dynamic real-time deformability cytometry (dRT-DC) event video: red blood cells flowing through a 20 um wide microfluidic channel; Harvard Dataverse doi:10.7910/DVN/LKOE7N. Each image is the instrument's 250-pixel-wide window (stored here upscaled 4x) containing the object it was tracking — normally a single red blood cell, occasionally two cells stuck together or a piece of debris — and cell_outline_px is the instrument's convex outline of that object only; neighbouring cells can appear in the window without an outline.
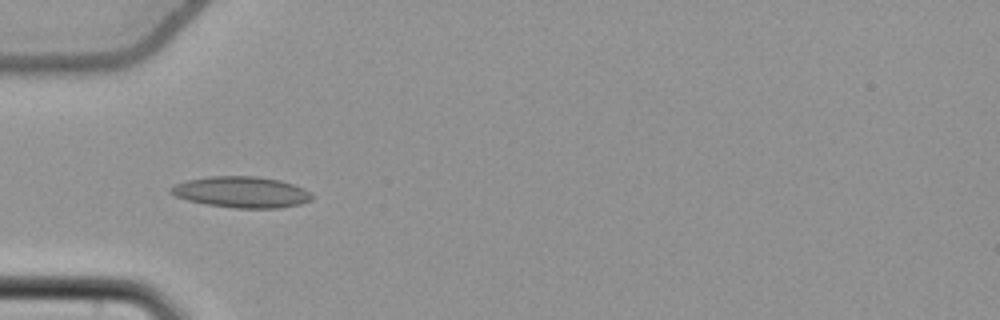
{"species": "common noctule bat (a hibernating species)", "species_latin": "Nyctalus noctula", "temperature_condition": "cold", "stored_images_in_passage": 52, "camera_frame_rate_fps": 3000, "um_per_image_px": 0.085, "animal": {"sex": "female", "body_mass_g": 22.7, "forearm_length_mm": 54.2}, "frame": {"image": 1, "passage_image": 15, "time_ms": 4.667, "image_size_px": [1000, 320], "cell_outline_px": [[312, 200], [300, 204], [280, 208], [236, 208], [208, 204], [188, 200], [176, 196], [168, 192], [168, 188], [176, 184], [188, 180], [208, 176], [256, 176], [280, 180], [304, 188], [312, 192]], "centroid_in_image_um": [20.55, 16.32], "position_along_channel_um": 64.5, "area_um2": 25.61}}
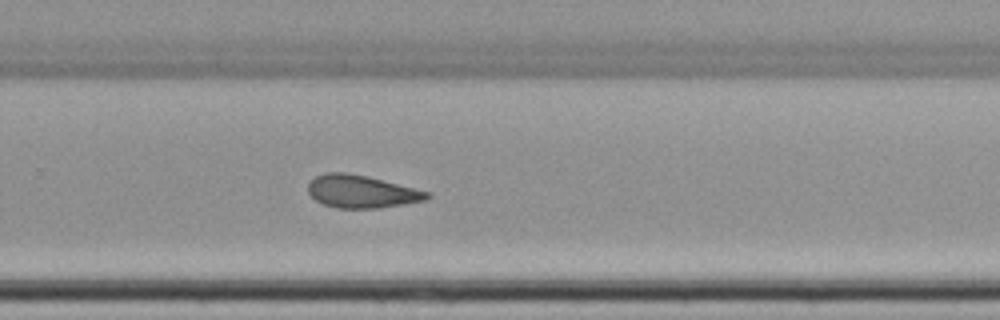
{"frame": {"image": 2, "passage_image": 34, "time_ms": 11.0, "image_size_px": [1000, 320], "cell_outline_px": [[432, 196], [428, 200], [380, 208], [336, 208], [324, 204], [316, 200], [308, 192], [308, 184], [316, 176], [324, 172], [344, 172], [368, 176], [428, 192]], "centroid_in_image_um": [30.73, 16.28], "position_along_channel_um": 299.1, "area_um2": 22.6}}
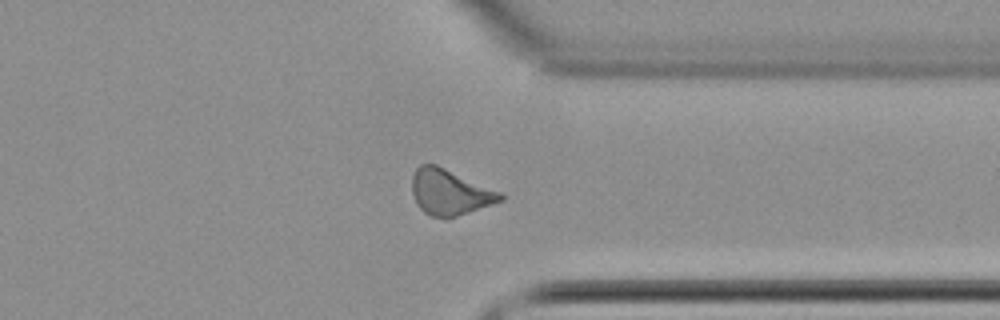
{"frame": {"image": 3, "passage_image": 40, "time_ms": 13.0, "image_size_px": [1000, 320], "cell_outline_px": [[504, 200], [456, 216], [432, 216], [424, 212], [416, 204], [412, 192], [412, 176], [416, 168], [420, 164], [436, 164], [504, 192]], "centroid_in_image_um": [38.26, 16.3], "position_along_channel_um": 373.1, "area_um2": 23.52}, "authors_computed_cell_mechanics": {"area_um2": 23.0911, "velocity_mm_per_s": 3.7603, "shape_relaxation_time_tau1_ms": null, "shape_relaxation_time_tau2_ms": 4.2434, "deformation_change_tau1": null, "deformation_change_tau2": 0.1262}}